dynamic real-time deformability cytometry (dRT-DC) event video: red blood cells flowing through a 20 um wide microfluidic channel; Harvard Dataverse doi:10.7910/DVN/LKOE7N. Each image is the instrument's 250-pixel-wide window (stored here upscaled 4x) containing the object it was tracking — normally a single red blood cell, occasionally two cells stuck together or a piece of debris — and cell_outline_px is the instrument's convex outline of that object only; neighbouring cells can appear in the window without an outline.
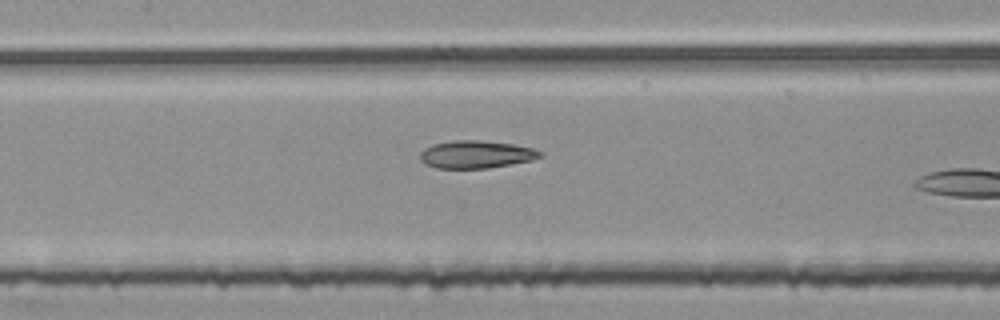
{"species": "common noctule bat (a hibernating species)", "species_latin": "Nyctalus noctula", "temperature_condition": "room temperature", "stored_images_in_passage": 16, "camera_frame_rate_fps": 3000, "um_per_image_px": 0.085, "animal": {"sex": "female", "body_mass_g": 25.1}, "frame": {"image": 1, "passage_image": 14, "time_ms": 4.333, "image_size_px": [1000, 320], "cell_outline_px": [[544, 156], [532, 160], [488, 168], [436, 168], [424, 164], [420, 160], [420, 152], [424, 148], [432, 144], [452, 140], [480, 140], [512, 144], [532, 148], [544, 152]], "centroid_in_image_um": [40.45, 13.12], "position_along_channel_um": 166.9, "area_um2": 19.48}}